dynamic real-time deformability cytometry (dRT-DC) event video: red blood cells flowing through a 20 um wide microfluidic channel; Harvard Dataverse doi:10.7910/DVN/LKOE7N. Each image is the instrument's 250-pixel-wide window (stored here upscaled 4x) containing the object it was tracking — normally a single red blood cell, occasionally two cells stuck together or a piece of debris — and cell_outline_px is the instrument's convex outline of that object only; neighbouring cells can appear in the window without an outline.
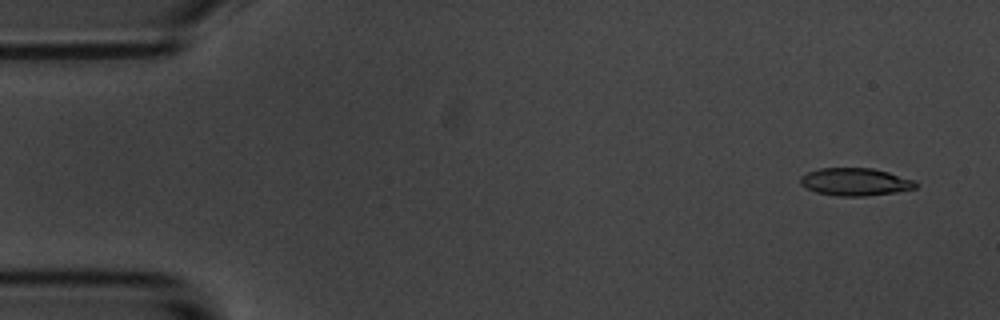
{"species": "common noctule bat (a hibernating species)", "species_latin": "Nyctalus noctula", "temperature_condition": "room temperature", "stored_images_in_passage": 14, "camera_frame_rate_fps": 3000, "um_per_image_px": 0.085, "animal": {"sex": "male", "body_mass_g": 20.1, "forearm_length_mm": 53.5}, "frame": {"image": 1, "passage_image": 3, "time_ms": 0.667, "image_size_px": [1000, 320], "cell_outline_px": [[920, 184], [916, 188], [896, 192], [864, 196], [836, 196], [816, 192], [800, 184], [800, 176], [808, 172], [820, 168], [872, 168], [888, 172], [916, 180]], "centroid_in_image_um": [72.73, 15.46], "position_along_channel_um": 12.3, "area_um2": 18.67}}